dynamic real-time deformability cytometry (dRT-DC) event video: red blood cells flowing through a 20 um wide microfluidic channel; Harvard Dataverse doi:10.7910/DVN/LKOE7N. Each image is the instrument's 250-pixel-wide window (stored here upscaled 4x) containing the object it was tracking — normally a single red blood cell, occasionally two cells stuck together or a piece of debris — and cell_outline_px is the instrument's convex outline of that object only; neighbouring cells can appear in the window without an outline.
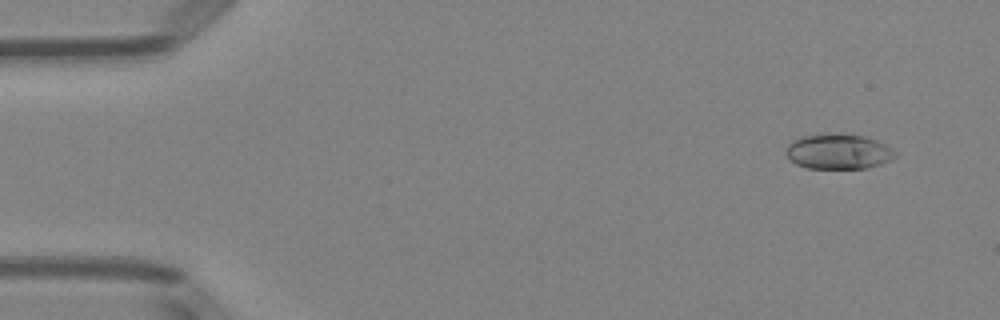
{"species": "Egyptian fruit bat (a non-hibernating species)", "species_latin": "Rousettus aegyptiacus", "temperature_condition": "room temperature", "stored_images_in_passage": 49, "camera_frame_rate_fps": 3000, "um_per_image_px": 0.085, "animal": {"sex": "female"}, "frame": {"image": 1, "passage_image": 2, "time_ms": 0.333, "image_size_px": [1000, 320], "cell_outline_px": [[900, 152], [896, 156], [880, 164], [868, 168], [808, 168], [796, 164], [784, 152], [784, 148], [788, 144], [800, 136], [836, 132], [852, 132], [876, 140]], "centroid_in_image_um": [71.27, 12.84], "position_along_channel_um": 13.7, "area_um2": 22.89}}
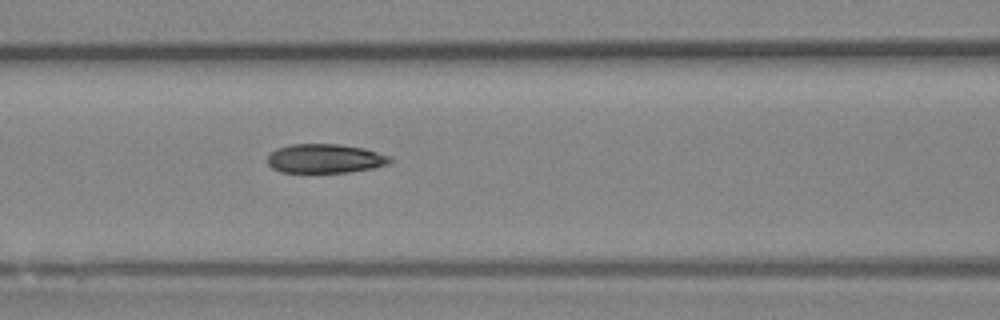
{"frame": {"image": 2, "passage_image": 20, "time_ms": 6.333, "image_size_px": [1000, 320], "cell_outline_px": [[392, 160], [388, 164], [376, 168], [348, 172], [280, 172], [272, 168], [268, 164], [268, 156], [276, 148], [292, 144], [340, 144], [364, 148], [392, 156]], "centroid_in_image_um": [27.66, 13.47], "position_along_channel_um": 138.9, "area_um2": 20.92}}
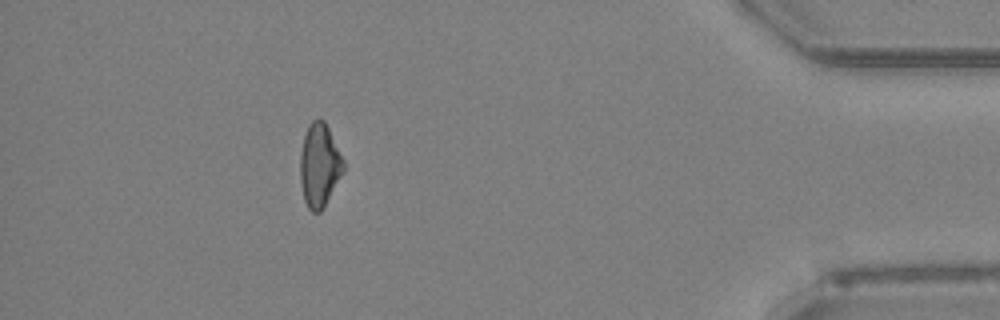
{"frame": {"image": 3, "passage_image": 44, "time_ms": 14.333, "image_size_px": [1000, 320], "cell_outline_px": [[344, 172], [320, 212], [312, 212], [308, 208], [304, 200], [300, 180], [300, 152], [304, 136], [308, 124], [312, 120], [324, 120], [344, 160]], "centroid_in_image_um": [27.14, 14.05], "position_along_channel_um": 408.1, "area_um2": 20.92}, "authors_computed_cell_mechanics": {"area_um2": 21.5594, "velocity_mm_per_s": 4.0024, "shape_relaxation_time_tau1_ms": 4.1208, "shape_relaxation_time_tau2_ms": 2.779, "deformation_change_tau1": 0.1264, "deformation_change_tau2": 0.0771}}